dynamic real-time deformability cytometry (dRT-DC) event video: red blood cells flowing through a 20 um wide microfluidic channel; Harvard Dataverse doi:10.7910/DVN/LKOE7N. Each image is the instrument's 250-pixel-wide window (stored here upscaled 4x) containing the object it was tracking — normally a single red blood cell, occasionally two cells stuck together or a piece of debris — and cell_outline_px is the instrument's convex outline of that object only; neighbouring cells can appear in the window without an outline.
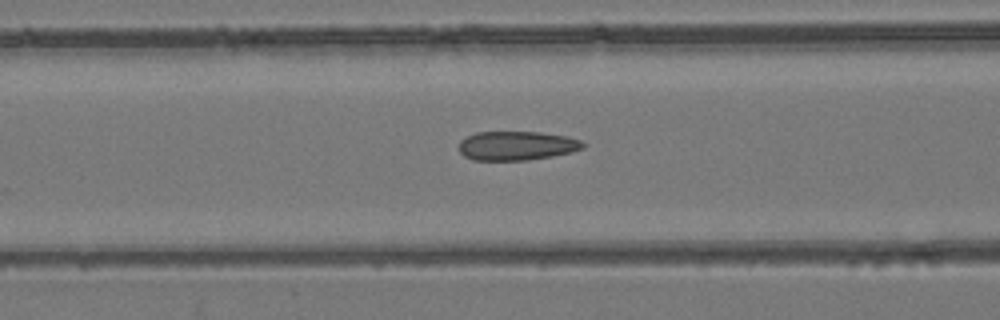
{"species": "common noctule bat (a hibernating species)", "species_latin": "Nyctalus noctula", "temperature_condition": "room temperature", "stored_images_in_passage": 54, "camera_frame_rate_fps": 3000, "um_per_image_px": 0.085, "animal": {"sex": "female", "body_mass_g": 24.6, "forearm_length_mm": 56.2}, "frame": {"image": 1, "passage_image": 22, "time_ms": 7.0, "image_size_px": [1000, 320], "cell_outline_px": [[588, 144], [584, 148], [552, 156], [528, 160], [472, 160], [464, 156], [460, 152], [460, 140], [476, 132], [540, 132], [568, 136], [580, 140]], "centroid_in_image_um": [43.94, 12.38], "position_along_channel_um": 122.7, "area_um2": 21.04}}
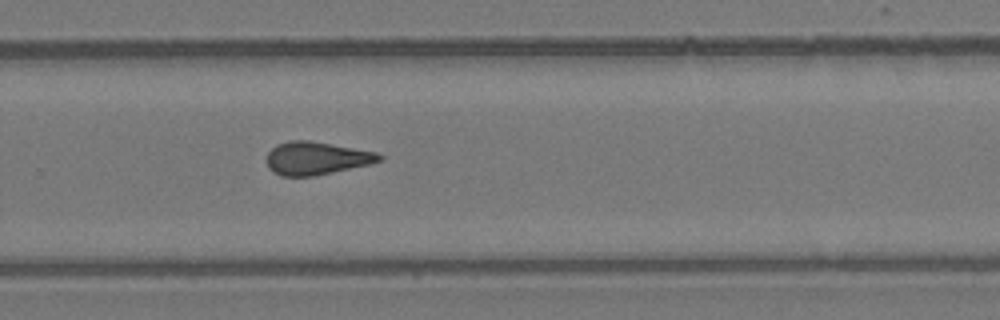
{"frame": {"image": 2, "passage_image": 36, "time_ms": 11.667, "image_size_px": [1000, 320], "cell_outline_px": [[384, 160], [372, 164], [312, 176], [280, 176], [272, 172], [268, 168], [264, 160], [268, 152], [276, 144], [292, 140], [308, 140], [376, 152], [384, 156]], "centroid_in_image_um": [26.86, 13.46], "position_along_channel_um": 302.9, "area_um2": 21.85}}
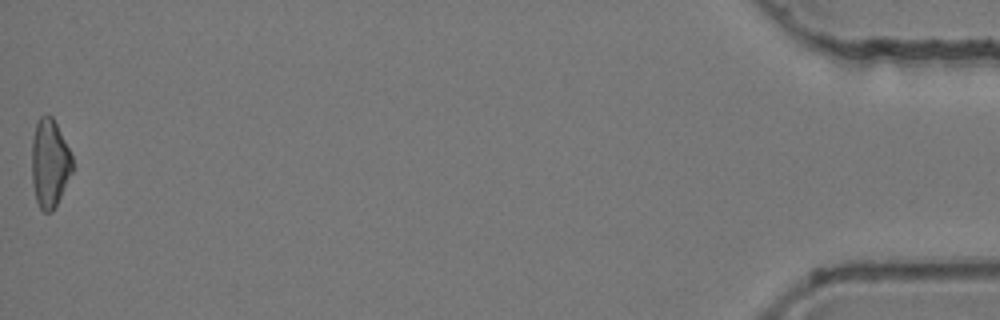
{"frame": {"image": 3, "passage_image": 54, "time_ms": 17.667, "image_size_px": [1000, 320], "cell_outline_px": [[72, 172], [52, 212], [44, 212], [40, 208], [36, 200], [32, 184], [32, 136], [36, 120], [40, 116], [52, 116], [72, 156]], "centroid_in_image_um": [4.19, 13.87], "position_along_channel_um": 431.0, "area_um2": 20.69}, "authors_computed_cell_mechanics": {"area_um2": 21.6461, "velocity_mm_per_s": 3.8775, "shape_relaxation_time_tau1_ms": null, "shape_relaxation_time_tau2_ms": 2.5606, "deformation_change_tau1": null, "deformation_change_tau2": 0.1045}}